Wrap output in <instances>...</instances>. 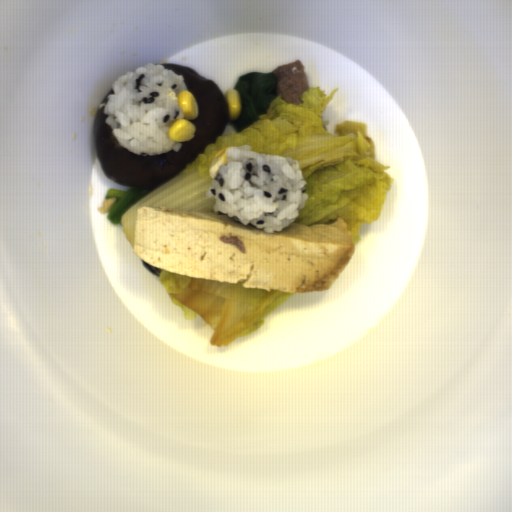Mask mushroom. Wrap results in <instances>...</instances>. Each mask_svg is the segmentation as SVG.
I'll return each mask as SVG.
<instances>
[{
  "label": "mushroom",
  "instance_id": "mushroom-1",
  "mask_svg": "<svg viewBox=\"0 0 512 512\" xmlns=\"http://www.w3.org/2000/svg\"><path fill=\"white\" fill-rule=\"evenodd\" d=\"M182 75L187 91L196 99L198 115L187 120L195 127L191 141H180V151H168L156 156H139L123 148L107 124L109 115L104 113L107 96L114 94L112 88L102 98L97 109L94 139L99 163L107 177L125 187L158 188L187 169L189 164L215 143L229 123V107L226 97L217 84L201 76L191 67L173 63H160Z\"/></svg>",
  "mask_w": 512,
  "mask_h": 512
}]
</instances>
